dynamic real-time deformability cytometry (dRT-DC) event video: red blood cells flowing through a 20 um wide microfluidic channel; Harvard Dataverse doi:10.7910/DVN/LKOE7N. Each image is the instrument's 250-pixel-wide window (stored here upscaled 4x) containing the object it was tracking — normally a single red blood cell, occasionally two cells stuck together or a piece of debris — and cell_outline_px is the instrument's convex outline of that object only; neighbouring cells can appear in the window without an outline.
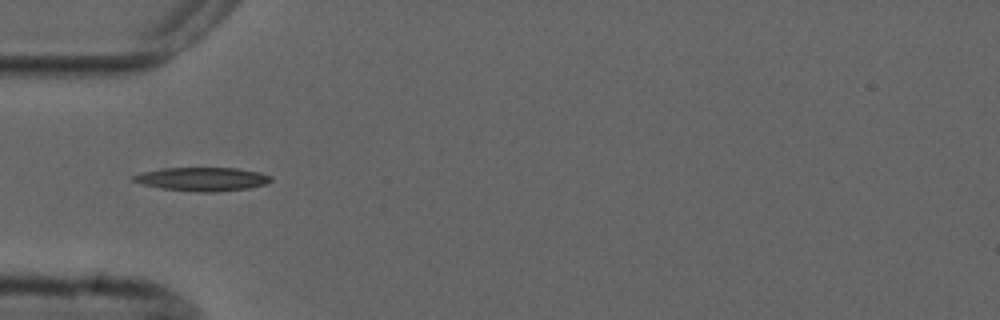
{"species": "common noctule bat (a hibernating species)", "species_latin": "Nyctalus noctula", "temperature_condition": "cold", "stored_images_in_passage": 6, "camera_frame_rate_fps": 3000, "um_per_image_px": 0.085, "animal": {"sex": "male", "forearm_length_mm": 52.5}, "frame": {"image": 1, "passage_image": 3, "time_ms": 2.333, "image_size_px": [1000, 320], "cell_outline_px": [[272, 180], [264, 184], [248, 188], [216, 192], [196, 192], [160, 188], [144, 184], [132, 180], [132, 176], [144, 172], [160, 168], [236, 168], [260, 172], [272, 176]], "centroid_in_image_um": [17.21, 15.22], "position_along_channel_um": 67.8, "area_um2": 18.84}}
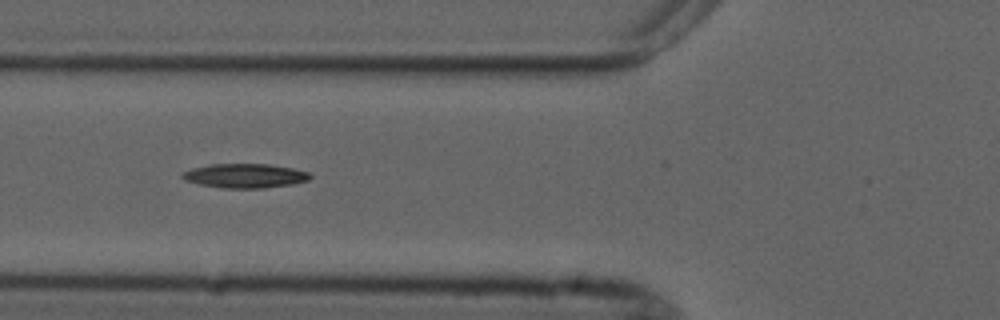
{"frame": {"image": 2, "passage_image": 4, "time_ms": 3.333, "image_size_px": [1000, 320], "cell_outline_px": [[312, 176], [308, 180], [296, 184], [264, 188], [224, 188], [200, 184], [184, 180], [180, 176], [184, 172], [192, 168], [208, 164], [268, 164], [292, 168], [308, 172]], "centroid_in_image_um": [20.83, 14.94], "position_along_channel_um": 105.0, "area_um2": 18.09}}
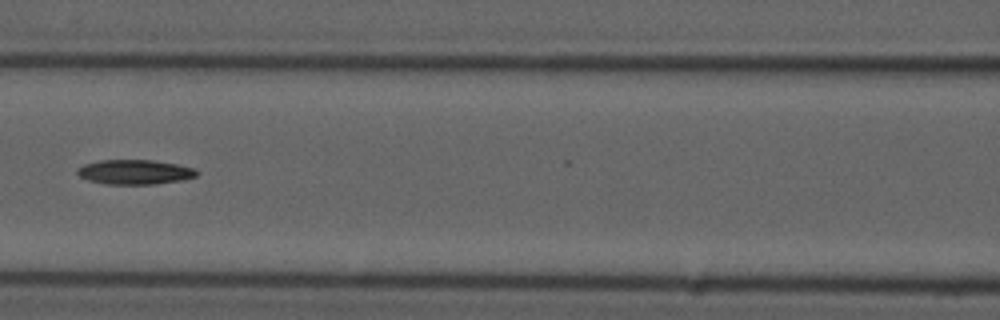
{"frame": {"image": 3, "passage_image": 5, "time_ms": 4.667, "image_size_px": [1000, 320], "cell_outline_px": [[200, 172], [196, 176], [184, 180], [152, 184], [104, 184], [88, 180], [80, 176], [76, 172], [76, 168], [84, 164], [100, 160], [152, 160], [176, 164], [192, 168]], "centroid_in_image_um": [11.43, 14.62], "position_along_channel_um": 155.2, "area_um2": 17.17}}